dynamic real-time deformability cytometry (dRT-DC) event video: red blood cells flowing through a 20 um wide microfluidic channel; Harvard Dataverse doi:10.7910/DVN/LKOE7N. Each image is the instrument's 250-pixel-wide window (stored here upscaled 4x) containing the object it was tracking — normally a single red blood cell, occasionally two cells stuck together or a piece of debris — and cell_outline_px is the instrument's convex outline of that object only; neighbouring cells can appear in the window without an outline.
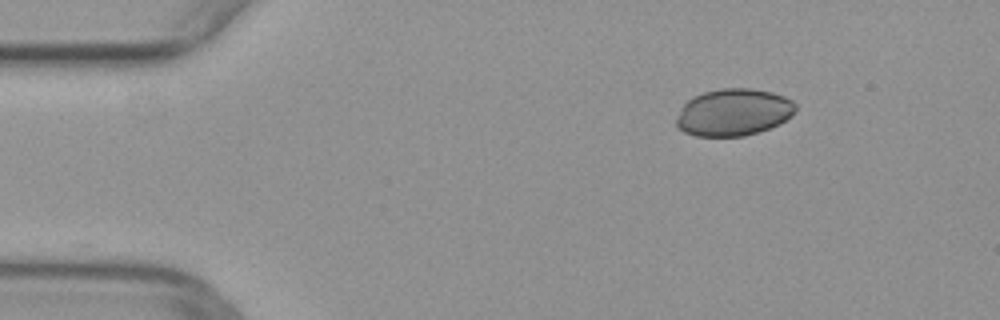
{"species": "common noctule bat (a hibernating species)", "species_latin": "Nyctalus noctula", "temperature_condition": "warm", "stored_images_in_passage": 36, "camera_frame_rate_fps": 3000, "um_per_image_px": 0.085, "animal": {"sex": "female", "body_mass_g": 29.2, "forearm_length_mm": 56.3}, "frame": {"image": 1, "passage_image": 1, "time_ms": 0.0, "image_size_px": [1000, 320], "cell_outline_px": [[796, 108], [792, 116], [780, 124], [760, 132], [744, 136], [696, 136], [684, 132], [676, 128], [676, 116], [680, 108], [692, 96], [704, 92], [720, 88], [752, 88], [772, 92], [784, 96], [792, 100], [796, 104]], "centroid_in_image_um": [62.34, 9.55], "position_along_channel_um": 22.7, "area_um2": 33.18}}